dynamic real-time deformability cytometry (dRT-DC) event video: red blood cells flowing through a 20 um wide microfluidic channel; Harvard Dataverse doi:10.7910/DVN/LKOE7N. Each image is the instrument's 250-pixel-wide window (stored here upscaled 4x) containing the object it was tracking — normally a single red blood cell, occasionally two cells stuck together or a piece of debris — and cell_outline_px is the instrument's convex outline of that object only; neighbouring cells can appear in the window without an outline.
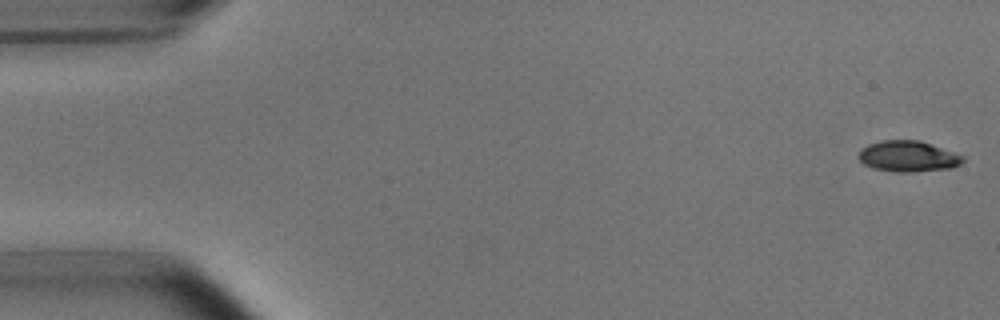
{"species": "common noctule bat (a hibernating species)", "species_latin": "Nyctalus noctula", "temperature_condition": "room temperature", "stored_images_in_passage": 53, "camera_frame_rate_fps": 3000, "um_per_image_px": 0.085, "animal": {"sex": "male", "body_mass_g": 15.6}, "frame": {"image": 1, "passage_image": 1, "time_ms": 0.0, "image_size_px": [1000, 320], "cell_outline_px": [[964, 160], [960, 164], [952, 168], [912, 172], [896, 172], [872, 168], [864, 164], [856, 156], [860, 148], [868, 144], [880, 140], [920, 140], [964, 156]], "centroid_in_image_um": [77.14, 13.28], "position_along_channel_um": 7.9, "area_um2": 18.96}}
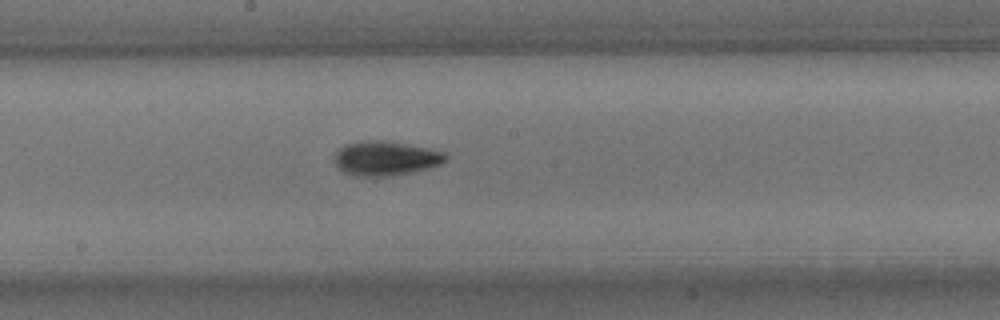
{"frame": {"image": 2, "passage_image": 28, "time_ms": 9.0, "image_size_px": [1000, 320], "cell_outline_px": [[448, 160], [440, 164], [428, 168], [392, 176], [352, 176], [344, 172], [336, 164], [332, 156], [344, 144], [356, 140], [380, 140], [404, 144], [444, 152], [448, 156]], "centroid_in_image_um": [32.72, 13.46], "position_along_channel_um": 215.5, "area_um2": 22.31}}
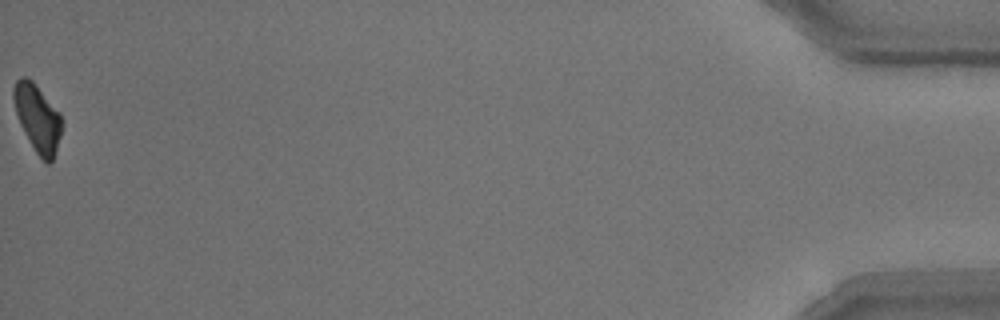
{"frame": {"image": 3, "passage_image": 53, "time_ms": 17.333, "image_size_px": [1000, 320], "cell_outline_px": [[60, 136], [56, 152], [52, 160], [48, 164], [36, 152], [24, 132], [20, 124], [16, 112], [12, 96], [12, 88], [16, 80], [20, 76], [24, 76], [32, 80], [60, 112]], "centroid_in_image_um": [3.16, 9.99], "position_along_channel_um": 432.0, "area_um2": 18.67}, "authors_computed_cell_mechanics": {"area_um2": 19.7098, "velocity_mm_per_s": 3.7663, "shape_relaxation_time_tau1_ms": 2.2999, "shape_relaxation_time_tau2_ms": 3.974, "deformation_change_tau1": 0.1228, "deformation_change_tau2": 0.0954}}